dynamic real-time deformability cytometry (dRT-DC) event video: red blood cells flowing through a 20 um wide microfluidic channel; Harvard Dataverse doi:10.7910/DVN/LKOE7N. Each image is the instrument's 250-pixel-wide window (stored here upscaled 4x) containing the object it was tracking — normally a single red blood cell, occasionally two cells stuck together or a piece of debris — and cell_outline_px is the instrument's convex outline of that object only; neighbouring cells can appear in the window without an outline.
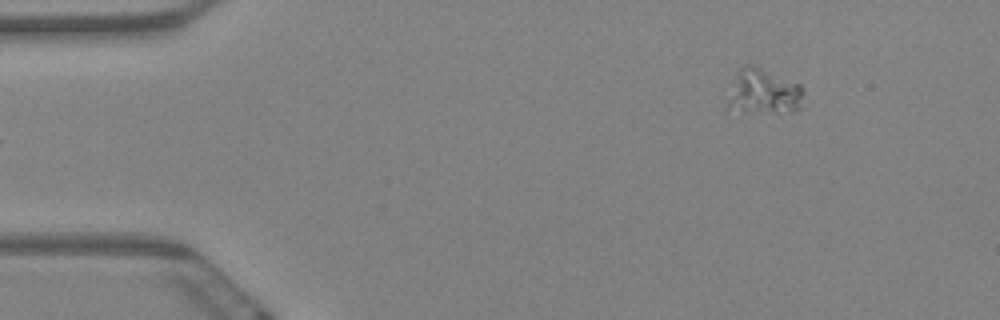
{"species": "Egyptian fruit bat (a non-hibernating species)", "species_latin": "Rousettus aegyptiacus", "temperature_condition": "warm", "stored_images_in_passage": 6, "segment_of_instrument_passage": [2, 2], "camera_frame_rate_fps": 3000, "um_per_image_px": 0.085, "animal": {"sex": "female"}, "frame": {"image": 1, "passage_image": 6, "time_ms": 1.667, "image_size_px": [1000, 320], "cell_outline_px": [[804, 108], [792, 112], [788, 112], [724, 108], [736, 76], [740, 68], [744, 64], [756, 64], [800, 84], [804, 92]], "centroid_in_image_um": [64.98, 7.76], "position_along_channel_um": 20.0, "area_um2": 20.06}}